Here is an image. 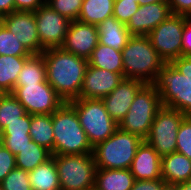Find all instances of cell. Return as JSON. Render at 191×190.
Instances as JSON below:
<instances>
[{
  "label": "cell",
  "mask_w": 191,
  "mask_h": 190,
  "mask_svg": "<svg viewBox=\"0 0 191 190\" xmlns=\"http://www.w3.org/2000/svg\"><path fill=\"white\" fill-rule=\"evenodd\" d=\"M181 56H191V17L187 16L183 29Z\"/></svg>",
  "instance_id": "ab89813d"
},
{
  "label": "cell",
  "mask_w": 191,
  "mask_h": 190,
  "mask_svg": "<svg viewBox=\"0 0 191 190\" xmlns=\"http://www.w3.org/2000/svg\"><path fill=\"white\" fill-rule=\"evenodd\" d=\"M26 114L23 105L11 94L4 93L0 97V129L1 131L10 123Z\"/></svg>",
  "instance_id": "f1b7e54d"
},
{
  "label": "cell",
  "mask_w": 191,
  "mask_h": 190,
  "mask_svg": "<svg viewBox=\"0 0 191 190\" xmlns=\"http://www.w3.org/2000/svg\"><path fill=\"white\" fill-rule=\"evenodd\" d=\"M115 0H84L78 16V21L99 25L106 18L113 16Z\"/></svg>",
  "instance_id": "d4e9b609"
},
{
  "label": "cell",
  "mask_w": 191,
  "mask_h": 190,
  "mask_svg": "<svg viewBox=\"0 0 191 190\" xmlns=\"http://www.w3.org/2000/svg\"><path fill=\"white\" fill-rule=\"evenodd\" d=\"M42 54L47 82L65 102L78 98L88 60L64 51L61 47L45 49Z\"/></svg>",
  "instance_id": "6da1fadb"
},
{
  "label": "cell",
  "mask_w": 191,
  "mask_h": 190,
  "mask_svg": "<svg viewBox=\"0 0 191 190\" xmlns=\"http://www.w3.org/2000/svg\"><path fill=\"white\" fill-rule=\"evenodd\" d=\"M29 56L0 55V90L11 93L17 83L19 73Z\"/></svg>",
  "instance_id": "484cf974"
},
{
  "label": "cell",
  "mask_w": 191,
  "mask_h": 190,
  "mask_svg": "<svg viewBox=\"0 0 191 190\" xmlns=\"http://www.w3.org/2000/svg\"><path fill=\"white\" fill-rule=\"evenodd\" d=\"M2 23L30 54H41L45 50L40 44L34 12L13 11L2 17Z\"/></svg>",
  "instance_id": "4fadbf2b"
},
{
  "label": "cell",
  "mask_w": 191,
  "mask_h": 190,
  "mask_svg": "<svg viewBox=\"0 0 191 190\" xmlns=\"http://www.w3.org/2000/svg\"><path fill=\"white\" fill-rule=\"evenodd\" d=\"M28 173L32 190H61L58 171L53 157Z\"/></svg>",
  "instance_id": "7402d4cb"
},
{
  "label": "cell",
  "mask_w": 191,
  "mask_h": 190,
  "mask_svg": "<svg viewBox=\"0 0 191 190\" xmlns=\"http://www.w3.org/2000/svg\"><path fill=\"white\" fill-rule=\"evenodd\" d=\"M31 115L26 113L18 121L10 123L2 131L1 136H30Z\"/></svg>",
  "instance_id": "e575fe53"
},
{
  "label": "cell",
  "mask_w": 191,
  "mask_h": 190,
  "mask_svg": "<svg viewBox=\"0 0 191 190\" xmlns=\"http://www.w3.org/2000/svg\"><path fill=\"white\" fill-rule=\"evenodd\" d=\"M32 141L45 147L54 155L52 114L31 115L30 132Z\"/></svg>",
  "instance_id": "cb8c5ba5"
},
{
  "label": "cell",
  "mask_w": 191,
  "mask_h": 190,
  "mask_svg": "<svg viewBox=\"0 0 191 190\" xmlns=\"http://www.w3.org/2000/svg\"><path fill=\"white\" fill-rule=\"evenodd\" d=\"M2 190H32L29 173L23 169L14 168L0 183Z\"/></svg>",
  "instance_id": "4dcf8cb0"
},
{
  "label": "cell",
  "mask_w": 191,
  "mask_h": 190,
  "mask_svg": "<svg viewBox=\"0 0 191 190\" xmlns=\"http://www.w3.org/2000/svg\"><path fill=\"white\" fill-rule=\"evenodd\" d=\"M31 136H1V141L13 155H17L30 142Z\"/></svg>",
  "instance_id": "8d00e7d4"
},
{
  "label": "cell",
  "mask_w": 191,
  "mask_h": 190,
  "mask_svg": "<svg viewBox=\"0 0 191 190\" xmlns=\"http://www.w3.org/2000/svg\"><path fill=\"white\" fill-rule=\"evenodd\" d=\"M0 55L30 56L21 41L8 28L0 23Z\"/></svg>",
  "instance_id": "f546056e"
},
{
  "label": "cell",
  "mask_w": 191,
  "mask_h": 190,
  "mask_svg": "<svg viewBox=\"0 0 191 190\" xmlns=\"http://www.w3.org/2000/svg\"><path fill=\"white\" fill-rule=\"evenodd\" d=\"M142 141L137 135L118 127L109 138L93 147L96 168L130 169Z\"/></svg>",
  "instance_id": "277c9868"
},
{
  "label": "cell",
  "mask_w": 191,
  "mask_h": 190,
  "mask_svg": "<svg viewBox=\"0 0 191 190\" xmlns=\"http://www.w3.org/2000/svg\"><path fill=\"white\" fill-rule=\"evenodd\" d=\"M15 11V2L14 0H0V16L4 17L9 13Z\"/></svg>",
  "instance_id": "7bdbcfd3"
},
{
  "label": "cell",
  "mask_w": 191,
  "mask_h": 190,
  "mask_svg": "<svg viewBox=\"0 0 191 190\" xmlns=\"http://www.w3.org/2000/svg\"><path fill=\"white\" fill-rule=\"evenodd\" d=\"M172 189L173 190H191V180L187 182L178 183Z\"/></svg>",
  "instance_id": "ee69618b"
},
{
  "label": "cell",
  "mask_w": 191,
  "mask_h": 190,
  "mask_svg": "<svg viewBox=\"0 0 191 190\" xmlns=\"http://www.w3.org/2000/svg\"><path fill=\"white\" fill-rule=\"evenodd\" d=\"M3 94H4V92H2V91L0 90V97H1Z\"/></svg>",
  "instance_id": "7dc6e473"
},
{
  "label": "cell",
  "mask_w": 191,
  "mask_h": 190,
  "mask_svg": "<svg viewBox=\"0 0 191 190\" xmlns=\"http://www.w3.org/2000/svg\"><path fill=\"white\" fill-rule=\"evenodd\" d=\"M46 3L70 21L78 19L83 0H46Z\"/></svg>",
  "instance_id": "1f68e13d"
},
{
  "label": "cell",
  "mask_w": 191,
  "mask_h": 190,
  "mask_svg": "<svg viewBox=\"0 0 191 190\" xmlns=\"http://www.w3.org/2000/svg\"><path fill=\"white\" fill-rule=\"evenodd\" d=\"M144 85L140 80L123 78L110 94L102 98L107 112L117 124L126 116L137 92Z\"/></svg>",
  "instance_id": "9a60e30c"
},
{
  "label": "cell",
  "mask_w": 191,
  "mask_h": 190,
  "mask_svg": "<svg viewBox=\"0 0 191 190\" xmlns=\"http://www.w3.org/2000/svg\"><path fill=\"white\" fill-rule=\"evenodd\" d=\"M47 80L43 54H31L25 61L15 87L40 84Z\"/></svg>",
  "instance_id": "4316f807"
},
{
  "label": "cell",
  "mask_w": 191,
  "mask_h": 190,
  "mask_svg": "<svg viewBox=\"0 0 191 190\" xmlns=\"http://www.w3.org/2000/svg\"><path fill=\"white\" fill-rule=\"evenodd\" d=\"M15 11L35 12L46 0H14Z\"/></svg>",
  "instance_id": "b9f144b4"
},
{
  "label": "cell",
  "mask_w": 191,
  "mask_h": 190,
  "mask_svg": "<svg viewBox=\"0 0 191 190\" xmlns=\"http://www.w3.org/2000/svg\"><path fill=\"white\" fill-rule=\"evenodd\" d=\"M153 85L159 92L162 105L191 116V81L171 63H165Z\"/></svg>",
  "instance_id": "ba28073f"
},
{
  "label": "cell",
  "mask_w": 191,
  "mask_h": 190,
  "mask_svg": "<svg viewBox=\"0 0 191 190\" xmlns=\"http://www.w3.org/2000/svg\"><path fill=\"white\" fill-rule=\"evenodd\" d=\"M162 106L161 97L155 86L145 84L137 92L128 113L118 124V127L145 140L155 115Z\"/></svg>",
  "instance_id": "5b68a950"
},
{
  "label": "cell",
  "mask_w": 191,
  "mask_h": 190,
  "mask_svg": "<svg viewBox=\"0 0 191 190\" xmlns=\"http://www.w3.org/2000/svg\"><path fill=\"white\" fill-rule=\"evenodd\" d=\"M176 152L191 160V116H186L179 126Z\"/></svg>",
  "instance_id": "d6a6232c"
},
{
  "label": "cell",
  "mask_w": 191,
  "mask_h": 190,
  "mask_svg": "<svg viewBox=\"0 0 191 190\" xmlns=\"http://www.w3.org/2000/svg\"><path fill=\"white\" fill-rule=\"evenodd\" d=\"M185 117L186 115L174 108L162 106L155 115L145 141L161 157L176 152L178 129Z\"/></svg>",
  "instance_id": "9c48e42d"
},
{
  "label": "cell",
  "mask_w": 191,
  "mask_h": 190,
  "mask_svg": "<svg viewBox=\"0 0 191 190\" xmlns=\"http://www.w3.org/2000/svg\"><path fill=\"white\" fill-rule=\"evenodd\" d=\"M185 20L186 16L171 14L147 35L152 47L166 63L181 56Z\"/></svg>",
  "instance_id": "30bf717a"
},
{
  "label": "cell",
  "mask_w": 191,
  "mask_h": 190,
  "mask_svg": "<svg viewBox=\"0 0 191 190\" xmlns=\"http://www.w3.org/2000/svg\"><path fill=\"white\" fill-rule=\"evenodd\" d=\"M54 155L93 153L75 108L64 102L52 113Z\"/></svg>",
  "instance_id": "3957f363"
},
{
  "label": "cell",
  "mask_w": 191,
  "mask_h": 190,
  "mask_svg": "<svg viewBox=\"0 0 191 190\" xmlns=\"http://www.w3.org/2000/svg\"><path fill=\"white\" fill-rule=\"evenodd\" d=\"M135 179L130 169H96L97 190H131Z\"/></svg>",
  "instance_id": "44dd1931"
},
{
  "label": "cell",
  "mask_w": 191,
  "mask_h": 190,
  "mask_svg": "<svg viewBox=\"0 0 191 190\" xmlns=\"http://www.w3.org/2000/svg\"><path fill=\"white\" fill-rule=\"evenodd\" d=\"M139 4L129 0H115L113 16L123 24H127L130 17L138 10Z\"/></svg>",
  "instance_id": "836d02e7"
},
{
  "label": "cell",
  "mask_w": 191,
  "mask_h": 190,
  "mask_svg": "<svg viewBox=\"0 0 191 190\" xmlns=\"http://www.w3.org/2000/svg\"><path fill=\"white\" fill-rule=\"evenodd\" d=\"M123 77L153 84L166 63L152 47L148 36L132 35L122 49Z\"/></svg>",
  "instance_id": "7a4b0ae2"
},
{
  "label": "cell",
  "mask_w": 191,
  "mask_h": 190,
  "mask_svg": "<svg viewBox=\"0 0 191 190\" xmlns=\"http://www.w3.org/2000/svg\"><path fill=\"white\" fill-rule=\"evenodd\" d=\"M170 63L191 81V56H180Z\"/></svg>",
  "instance_id": "60d3db41"
},
{
  "label": "cell",
  "mask_w": 191,
  "mask_h": 190,
  "mask_svg": "<svg viewBox=\"0 0 191 190\" xmlns=\"http://www.w3.org/2000/svg\"><path fill=\"white\" fill-rule=\"evenodd\" d=\"M122 52L112 47L98 43L94 48L88 64L93 67L105 69L123 76Z\"/></svg>",
  "instance_id": "603a6c76"
},
{
  "label": "cell",
  "mask_w": 191,
  "mask_h": 190,
  "mask_svg": "<svg viewBox=\"0 0 191 190\" xmlns=\"http://www.w3.org/2000/svg\"><path fill=\"white\" fill-rule=\"evenodd\" d=\"M14 168H16L15 155L3 146L0 139V183Z\"/></svg>",
  "instance_id": "d590c367"
},
{
  "label": "cell",
  "mask_w": 191,
  "mask_h": 190,
  "mask_svg": "<svg viewBox=\"0 0 191 190\" xmlns=\"http://www.w3.org/2000/svg\"><path fill=\"white\" fill-rule=\"evenodd\" d=\"M98 43V27L75 20L71 21L61 48L88 60Z\"/></svg>",
  "instance_id": "5bb4252c"
},
{
  "label": "cell",
  "mask_w": 191,
  "mask_h": 190,
  "mask_svg": "<svg viewBox=\"0 0 191 190\" xmlns=\"http://www.w3.org/2000/svg\"><path fill=\"white\" fill-rule=\"evenodd\" d=\"M170 188L161 178L156 180H135L131 190H169Z\"/></svg>",
  "instance_id": "74e56055"
},
{
  "label": "cell",
  "mask_w": 191,
  "mask_h": 190,
  "mask_svg": "<svg viewBox=\"0 0 191 190\" xmlns=\"http://www.w3.org/2000/svg\"><path fill=\"white\" fill-rule=\"evenodd\" d=\"M98 27L99 43L121 51L126 46L129 33L126 25L117 20L114 16L106 18Z\"/></svg>",
  "instance_id": "ffe728a7"
},
{
  "label": "cell",
  "mask_w": 191,
  "mask_h": 190,
  "mask_svg": "<svg viewBox=\"0 0 191 190\" xmlns=\"http://www.w3.org/2000/svg\"><path fill=\"white\" fill-rule=\"evenodd\" d=\"M11 94L30 115L52 114L65 102L47 80L40 84L15 87Z\"/></svg>",
  "instance_id": "8fae6325"
},
{
  "label": "cell",
  "mask_w": 191,
  "mask_h": 190,
  "mask_svg": "<svg viewBox=\"0 0 191 190\" xmlns=\"http://www.w3.org/2000/svg\"><path fill=\"white\" fill-rule=\"evenodd\" d=\"M86 190H97L95 187H92V188H89V189H86Z\"/></svg>",
  "instance_id": "bcb514c9"
},
{
  "label": "cell",
  "mask_w": 191,
  "mask_h": 190,
  "mask_svg": "<svg viewBox=\"0 0 191 190\" xmlns=\"http://www.w3.org/2000/svg\"><path fill=\"white\" fill-rule=\"evenodd\" d=\"M123 78L120 73H113L88 64L78 98L102 99L110 94Z\"/></svg>",
  "instance_id": "2e32d148"
},
{
  "label": "cell",
  "mask_w": 191,
  "mask_h": 190,
  "mask_svg": "<svg viewBox=\"0 0 191 190\" xmlns=\"http://www.w3.org/2000/svg\"><path fill=\"white\" fill-rule=\"evenodd\" d=\"M51 157L52 154L49 150L31 140L28 142V145L15 156L16 168L30 172Z\"/></svg>",
  "instance_id": "83f0119b"
},
{
  "label": "cell",
  "mask_w": 191,
  "mask_h": 190,
  "mask_svg": "<svg viewBox=\"0 0 191 190\" xmlns=\"http://www.w3.org/2000/svg\"><path fill=\"white\" fill-rule=\"evenodd\" d=\"M34 14L41 46L44 49L61 47L71 21L47 3L39 7Z\"/></svg>",
  "instance_id": "7c38bea8"
},
{
  "label": "cell",
  "mask_w": 191,
  "mask_h": 190,
  "mask_svg": "<svg viewBox=\"0 0 191 190\" xmlns=\"http://www.w3.org/2000/svg\"><path fill=\"white\" fill-rule=\"evenodd\" d=\"M171 14L168 2L142 5L130 17L126 27L131 35L147 36Z\"/></svg>",
  "instance_id": "e0dca14e"
},
{
  "label": "cell",
  "mask_w": 191,
  "mask_h": 190,
  "mask_svg": "<svg viewBox=\"0 0 191 190\" xmlns=\"http://www.w3.org/2000/svg\"><path fill=\"white\" fill-rule=\"evenodd\" d=\"M69 103L75 108L92 148L109 138L118 128L102 99L76 98Z\"/></svg>",
  "instance_id": "8992f818"
},
{
  "label": "cell",
  "mask_w": 191,
  "mask_h": 190,
  "mask_svg": "<svg viewBox=\"0 0 191 190\" xmlns=\"http://www.w3.org/2000/svg\"><path fill=\"white\" fill-rule=\"evenodd\" d=\"M162 179L173 188L176 184L191 180V160L185 155L173 152L162 156Z\"/></svg>",
  "instance_id": "d6986e66"
},
{
  "label": "cell",
  "mask_w": 191,
  "mask_h": 190,
  "mask_svg": "<svg viewBox=\"0 0 191 190\" xmlns=\"http://www.w3.org/2000/svg\"><path fill=\"white\" fill-rule=\"evenodd\" d=\"M172 14L191 17V0H169Z\"/></svg>",
  "instance_id": "f35d334b"
},
{
  "label": "cell",
  "mask_w": 191,
  "mask_h": 190,
  "mask_svg": "<svg viewBox=\"0 0 191 190\" xmlns=\"http://www.w3.org/2000/svg\"><path fill=\"white\" fill-rule=\"evenodd\" d=\"M169 0H138L139 6L153 3L168 2Z\"/></svg>",
  "instance_id": "f6af8a7d"
},
{
  "label": "cell",
  "mask_w": 191,
  "mask_h": 190,
  "mask_svg": "<svg viewBox=\"0 0 191 190\" xmlns=\"http://www.w3.org/2000/svg\"><path fill=\"white\" fill-rule=\"evenodd\" d=\"M162 157L145 140L137 148L135 157L130 167L135 180L161 179Z\"/></svg>",
  "instance_id": "ac0fdd59"
},
{
  "label": "cell",
  "mask_w": 191,
  "mask_h": 190,
  "mask_svg": "<svg viewBox=\"0 0 191 190\" xmlns=\"http://www.w3.org/2000/svg\"><path fill=\"white\" fill-rule=\"evenodd\" d=\"M61 190H86L95 186L96 164L93 153L52 155Z\"/></svg>",
  "instance_id": "52a82bcc"
}]
</instances>
